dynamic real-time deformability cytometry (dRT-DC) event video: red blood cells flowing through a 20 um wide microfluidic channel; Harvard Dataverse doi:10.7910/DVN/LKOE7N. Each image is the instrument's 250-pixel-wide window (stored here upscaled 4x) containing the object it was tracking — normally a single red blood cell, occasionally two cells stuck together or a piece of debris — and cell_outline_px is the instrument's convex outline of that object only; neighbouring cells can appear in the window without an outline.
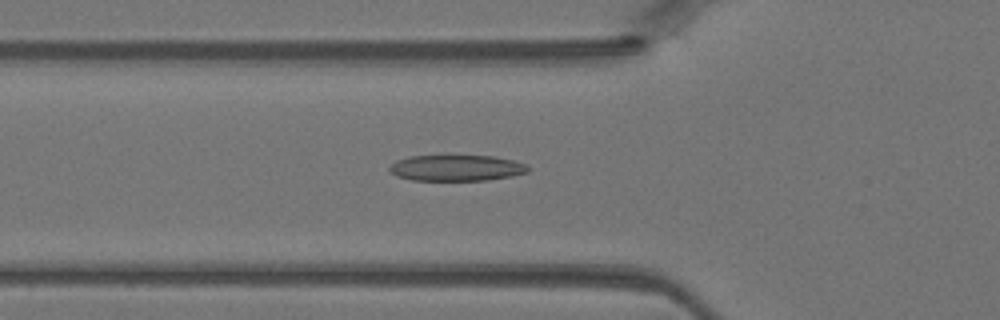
{"species": "Egyptian fruit bat (a non-hibernating species)", "species_latin": "Rousettus aegyptiacus", "temperature_condition": "warm", "stored_images_in_passage": 39, "camera_frame_rate_fps": 3000, "um_per_image_px": 0.085, "animal": {"sex": "female"}, "frame": {"image": 1, "passage_image": 10, "time_ms": 3.0, "image_size_px": [1000, 320], "cell_outline_px": [[532, 168], [528, 172], [512, 176], [488, 180], [412, 180], [396, 176], [388, 172], [388, 168], [396, 160], [408, 156], [492, 156], [512, 160], [524, 164]], "centroid_in_image_um": [38.77, 14.28], "position_along_channel_um": 87.0, "area_um2": 21.04}}
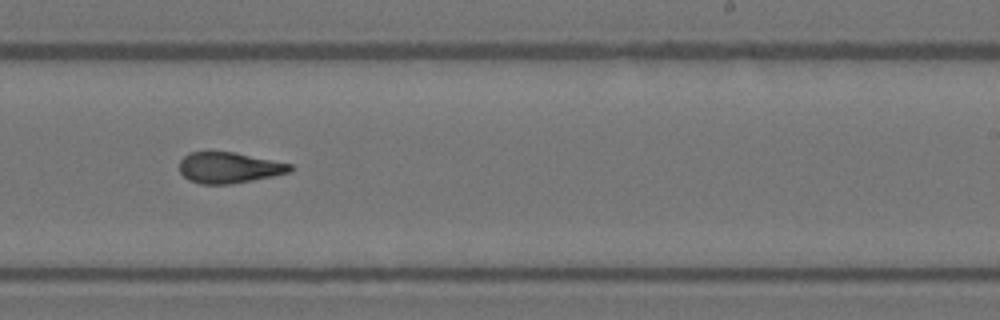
{"frame": {"image": 2, "passage_image": 22, "time_ms": 7.0, "image_size_px": [1000, 320], "cell_outline_px": [[292, 172], [232, 184], [200, 184], [188, 180], [180, 172], [180, 160], [188, 152], [236, 152], [292, 164]], "centroid_in_image_um": [19.47, 14.25], "position_along_channel_um": 269.5, "area_um2": 20.0}}
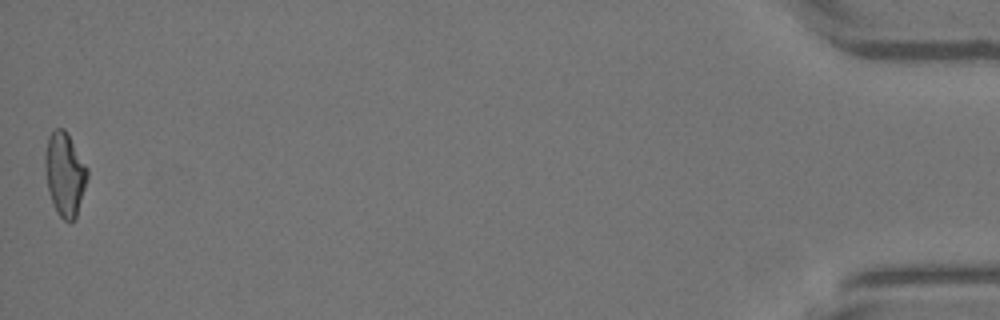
{"frame": {"image": 3, "passage_image": 39, "time_ms": 12.667, "image_size_px": [1000, 320], "cell_outline_px": [[88, 176], [76, 216], [72, 220], [64, 220], [56, 212], [52, 204], [48, 188], [44, 164], [44, 156], [48, 136], [56, 128], [64, 128], [88, 168]], "centroid_in_image_um": [5.49, 14.78], "position_along_channel_um": 429.7, "area_um2": 20.35}}